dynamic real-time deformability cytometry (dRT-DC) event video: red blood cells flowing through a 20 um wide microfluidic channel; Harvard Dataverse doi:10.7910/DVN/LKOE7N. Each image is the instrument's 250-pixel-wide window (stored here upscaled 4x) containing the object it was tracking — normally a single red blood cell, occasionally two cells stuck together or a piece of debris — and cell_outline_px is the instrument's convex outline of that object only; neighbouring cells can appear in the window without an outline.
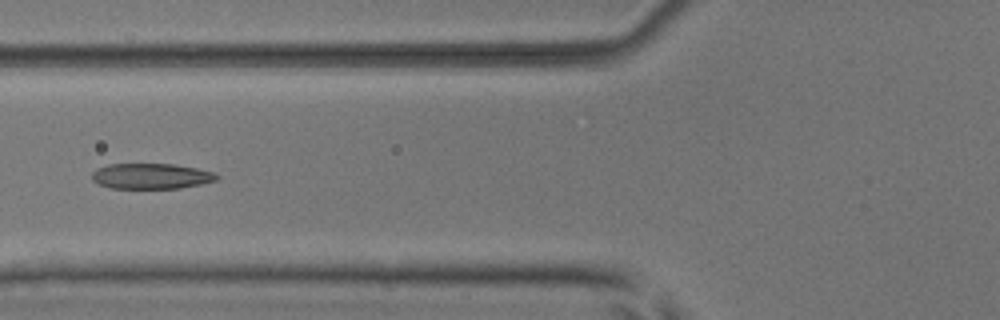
{"species": "common noctule bat (a hibernating species)", "species_latin": "Nyctalus noctula", "temperature_condition": "room temperature", "stored_images_in_passage": 7, "camera_frame_rate_fps": 3000, "um_per_image_px": 0.085, "animal": {"sex": "male", "body_mass_g": 17.9, "forearm_length_mm": 54.2}, "frame": {"image": 1, "passage_image": 6, "time_ms": 1.667, "image_size_px": [1000, 320], "cell_outline_px": [[220, 176], [216, 180], [200, 184], [180, 188], [112, 188], [100, 184], [92, 180], [92, 172], [96, 168], [108, 164], [172, 164], [196, 168], [212, 172]], "centroid_in_image_um": [12.82, 14.96], "position_along_channel_um": 113.0, "area_um2": 18.44}}
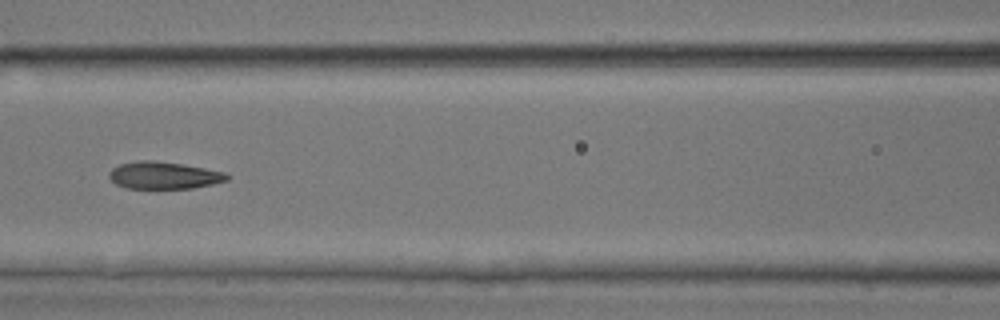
{"frame": {"image": 2, "passage_image": 7, "time_ms": 2.0, "image_size_px": [1000, 320], "cell_outline_px": [[228, 180], [212, 184], [192, 188], [128, 188], [116, 184], [108, 176], [112, 168], [120, 164], [140, 160], [152, 160], [180, 164], [204, 168], [224, 172], [228, 176]], "centroid_in_image_um": [13.91, 14.9], "position_along_channel_um": 152.7, "area_um2": 18.38}}